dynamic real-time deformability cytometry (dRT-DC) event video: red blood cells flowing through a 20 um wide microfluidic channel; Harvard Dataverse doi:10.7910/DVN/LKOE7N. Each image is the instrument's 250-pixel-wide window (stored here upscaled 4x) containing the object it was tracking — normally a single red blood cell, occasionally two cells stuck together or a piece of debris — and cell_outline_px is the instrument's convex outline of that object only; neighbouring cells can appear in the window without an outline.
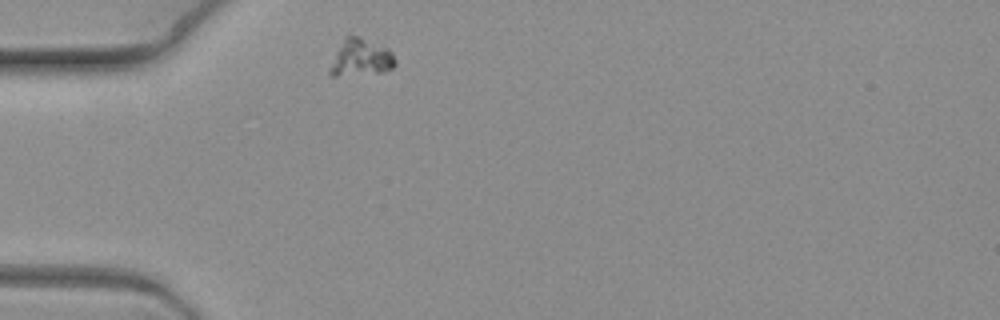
{"species": "common noctule bat (a hibernating species)", "species_latin": "Nyctalus noctula", "temperature_condition": "warm", "stored_images_in_passage": 3, "camera_frame_rate_fps": 3000, "um_per_image_px": 0.085, "animal": {"sex": "female", "body_mass_g": 19.3, "forearm_length_mm": 54.1}, "frame": {"image": 1, "passage_image": 1, "time_ms": 0.0, "image_size_px": [1000, 320], "cell_outline_px": [[396, 64], [392, 68], [384, 72], [336, 76], [328, 76], [328, 68], [344, 36], [356, 36], [384, 44], [392, 52], [396, 60]], "centroid_in_image_um": [30.67, 4.9], "position_along_channel_um": 54.3, "area_um2": 14.39}}
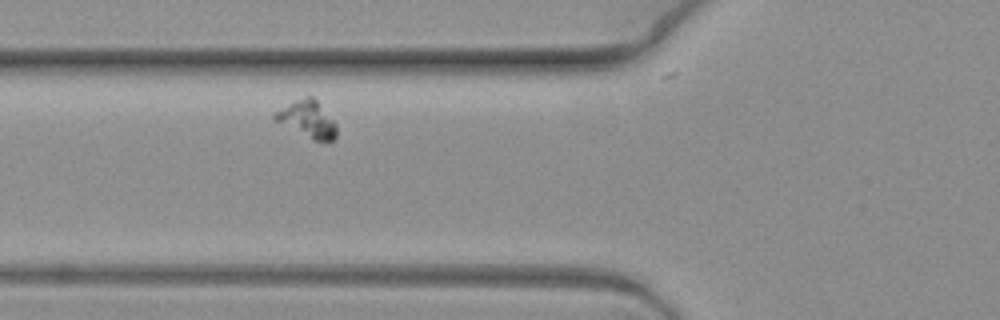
{"frame": {"image": 2, "passage_image": 3, "time_ms": 0.667, "image_size_px": [1000, 320], "cell_outline_px": [[336, 140], [312, 140], [272, 120], [272, 112], [304, 96], [312, 96], [316, 100], [336, 124]], "centroid_in_image_um": [26.07, 10.14], "position_along_channel_um": 99.7, "area_um2": 13.24}}